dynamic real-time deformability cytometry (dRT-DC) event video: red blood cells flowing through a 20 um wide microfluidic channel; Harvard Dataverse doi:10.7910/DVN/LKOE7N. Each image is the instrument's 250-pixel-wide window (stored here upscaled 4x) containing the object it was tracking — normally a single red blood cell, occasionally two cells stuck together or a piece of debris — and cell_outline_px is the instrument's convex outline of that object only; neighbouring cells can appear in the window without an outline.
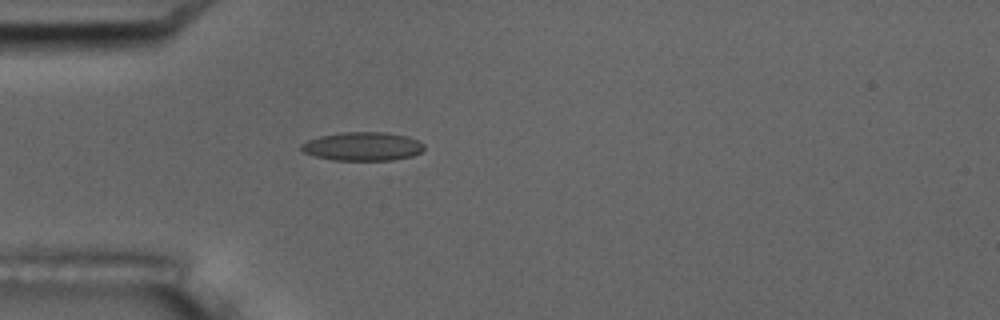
{"species": "common noctule bat (a hibernating species)", "species_latin": "Nyctalus noctula", "temperature_condition": "room temperature", "stored_images_in_passage": 4, "camera_frame_rate_fps": 3000, "um_per_image_px": 0.085, "animal": {"sex": "male", "body_mass_g": 17.5, "forearm_length_mm": 52.3}, "frame": {"image": 1, "passage_image": 4, "time_ms": 3.333, "image_size_px": [1000, 320], "cell_outline_px": [[424, 148], [420, 152], [412, 156], [392, 160], [332, 160], [316, 156], [304, 152], [300, 148], [300, 144], [308, 140], [320, 136], [340, 132], [384, 132], [408, 136], [420, 140], [424, 144]], "centroid_in_image_um": [30.84, 12.43], "position_along_channel_um": 54.2, "area_um2": 20.58}}